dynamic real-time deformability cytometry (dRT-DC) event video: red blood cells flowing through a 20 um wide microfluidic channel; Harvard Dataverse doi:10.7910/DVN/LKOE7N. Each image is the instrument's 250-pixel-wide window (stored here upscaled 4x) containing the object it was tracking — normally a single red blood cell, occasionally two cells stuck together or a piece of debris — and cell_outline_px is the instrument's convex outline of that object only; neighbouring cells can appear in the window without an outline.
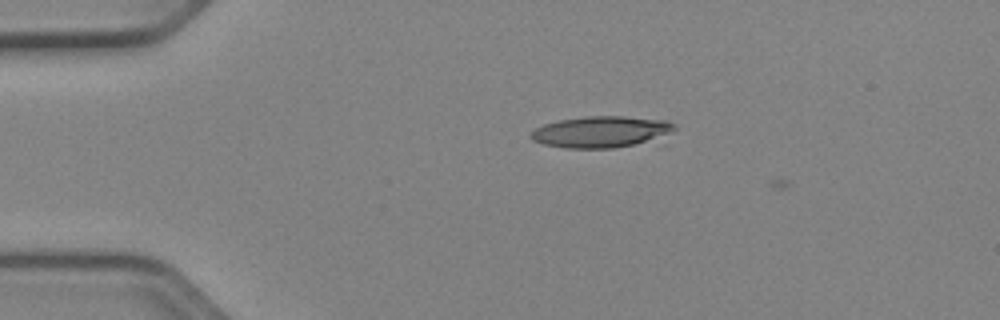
{"species": "Egyptian fruit bat (a non-hibernating species)", "species_latin": "Rousettus aegyptiacus", "temperature_condition": "cold", "stored_images_in_passage": 10, "camera_frame_rate_fps": 3000, "um_per_image_px": 0.085, "animal": {"sex": "female"}, "frame": {"image": 1, "passage_image": 9, "time_ms": 2.667, "image_size_px": [1000, 320], "cell_outline_px": [[676, 128], [672, 132], [632, 144], [612, 148], [564, 148], [544, 144], [532, 140], [528, 136], [536, 128], [544, 124], [560, 120], [584, 116], [624, 116], [668, 120], [676, 124]], "centroid_in_image_um": [51.04, 11.19], "position_along_channel_um": 34.0, "area_um2": 25.89}}